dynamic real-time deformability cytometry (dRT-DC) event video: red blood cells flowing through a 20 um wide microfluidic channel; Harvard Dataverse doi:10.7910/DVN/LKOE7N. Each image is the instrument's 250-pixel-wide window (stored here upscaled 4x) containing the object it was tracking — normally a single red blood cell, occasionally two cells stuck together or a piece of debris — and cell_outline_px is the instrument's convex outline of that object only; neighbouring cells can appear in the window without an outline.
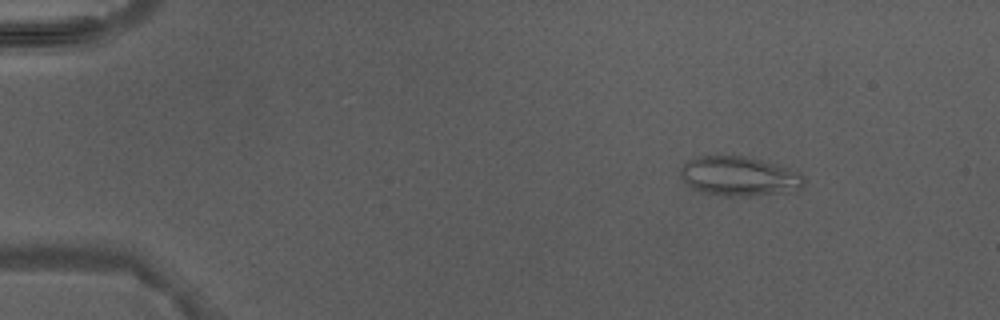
{"species": "Egyptian fruit bat (a non-hibernating species)", "species_latin": "Rousettus aegyptiacus", "temperature_condition": "warm", "stored_images_in_passage": 3, "camera_frame_rate_fps": 3000, "um_per_image_px": 0.085, "animal": {"sex": "male"}, "frame": {"image": 1, "passage_image": 1, "time_ms": 0.0, "image_size_px": [1000, 320], "cell_outline_px": [[804, 184], [800, 188], [788, 192], [748, 196], [724, 196], [704, 192], [692, 188], [684, 184], [680, 180], [680, 168], [688, 160], [696, 156], [744, 156], [760, 160], [800, 172], [804, 176]], "centroid_in_image_um": [62.78, 14.99], "position_along_channel_um": 22.2, "area_um2": 28.44}}